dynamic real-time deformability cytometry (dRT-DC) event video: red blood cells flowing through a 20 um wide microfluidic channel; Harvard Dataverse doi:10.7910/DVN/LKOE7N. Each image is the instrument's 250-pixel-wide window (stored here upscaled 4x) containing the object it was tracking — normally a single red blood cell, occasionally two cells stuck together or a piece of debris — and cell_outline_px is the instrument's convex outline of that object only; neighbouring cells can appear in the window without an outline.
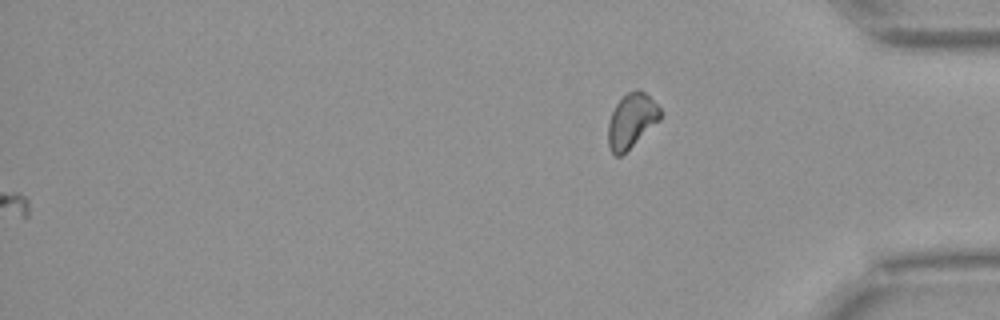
{"species": "Egyptian fruit bat (a non-hibernating species)", "species_latin": "Rousettus aegyptiacus", "temperature_condition": "warm", "stored_images_in_passage": 55, "segment_of_instrument_passage": [2, 2], "camera_frame_rate_fps": 3000, "um_per_image_px": 0.085, "animal": {"sex": "female"}, "frame": {"image": 1, "passage_image": 55, "time_ms": 18.0, "image_size_px": [1000, 320], "cell_outline_px": [[660, 120], [620, 156], [616, 156], [608, 148], [608, 124], [612, 112], [616, 104], [628, 92], [636, 88], [640, 88], [660, 108]], "centroid_in_image_um": [53.66, 10.25], "position_along_channel_um": 381.5, "area_um2": 16.24}}